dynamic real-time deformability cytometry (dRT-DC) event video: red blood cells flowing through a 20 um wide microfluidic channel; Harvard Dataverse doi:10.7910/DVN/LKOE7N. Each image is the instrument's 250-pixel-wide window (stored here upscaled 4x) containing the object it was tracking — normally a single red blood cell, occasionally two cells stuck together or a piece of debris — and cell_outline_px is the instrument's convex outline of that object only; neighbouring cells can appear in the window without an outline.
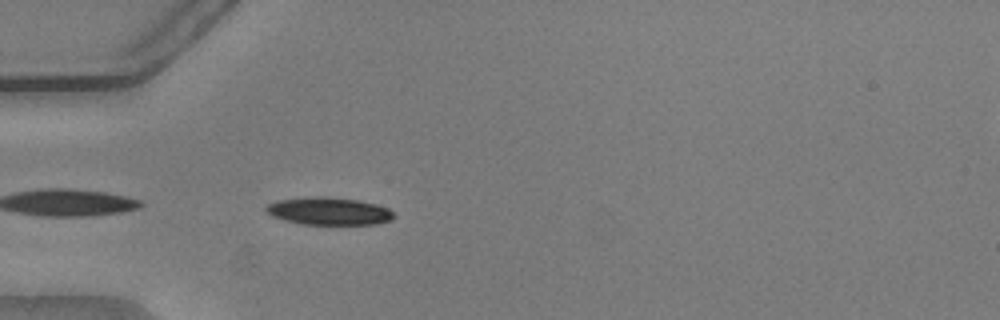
{"species": "common noctule bat (a hibernating species)", "species_latin": "Nyctalus noctula", "temperature_condition": "warm", "stored_images_in_passage": 39, "camera_frame_rate_fps": 3000, "um_per_image_px": 0.085, "animal": {"sex": "male", "body_mass_g": 20.5, "forearm_length_mm": 52.5}, "frame": {"image": 1, "passage_image": 2, "time_ms": 0.333, "image_size_px": [1000, 320], "cell_outline_px": [[396, 216], [392, 220], [376, 224], [300, 224], [284, 220], [272, 216], [264, 208], [268, 204], [276, 200], [320, 196], [324, 196], [356, 200], [376, 204], [388, 208]], "centroid_in_image_um": [27.96, 17.95], "position_along_channel_um": 57.0, "area_um2": 20.46}}
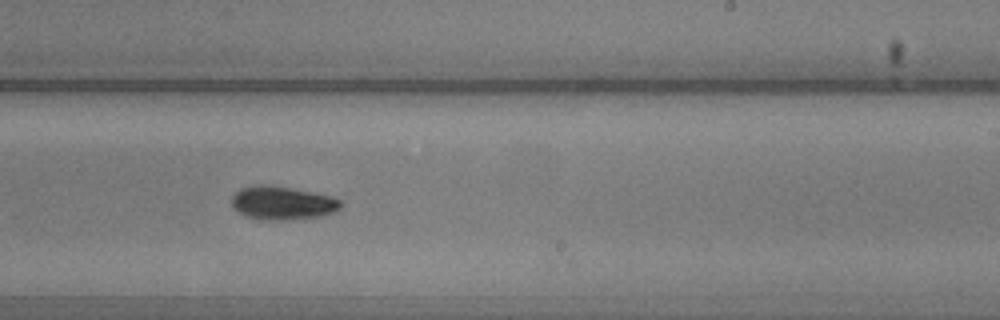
{"frame": {"image": 2, "passage_image": 19, "time_ms": 6.0, "image_size_px": [1000, 320], "cell_outline_px": [[340, 208], [332, 212], [320, 216], [292, 220], [260, 220], [244, 216], [232, 208], [232, 196], [240, 188], [256, 184], [272, 184], [336, 196], [340, 200]], "centroid_in_image_um": [23.98, 17.24], "position_along_channel_um": 265.0, "area_um2": 21.79}}
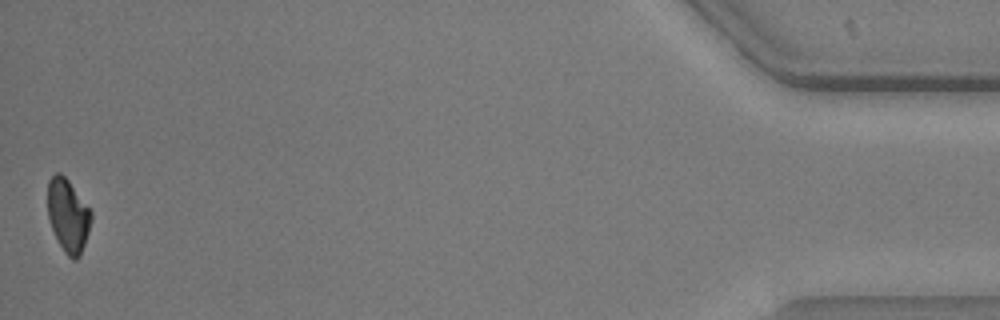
{"frame": {"image": 3, "passage_image": 39, "time_ms": 12.667, "image_size_px": [1000, 320], "cell_outline_px": [[92, 220], [80, 256], [76, 260], [72, 260], [64, 252], [52, 228], [48, 216], [48, 180], [56, 172], [60, 172], [68, 180], [92, 212]], "centroid_in_image_um": [5.79, 18.32], "position_along_channel_um": 429.4, "area_um2": 18.32}, "authors_computed_cell_mechanics": {"area_um2": 20.6346, "velocity_mm_per_s": 3.7896, "shape_relaxation_time_tau1_ms": 3.7427, "shape_relaxation_time_tau2_ms": null, "deformation_change_tau1": 0.1363, "deformation_change_tau2": null}}